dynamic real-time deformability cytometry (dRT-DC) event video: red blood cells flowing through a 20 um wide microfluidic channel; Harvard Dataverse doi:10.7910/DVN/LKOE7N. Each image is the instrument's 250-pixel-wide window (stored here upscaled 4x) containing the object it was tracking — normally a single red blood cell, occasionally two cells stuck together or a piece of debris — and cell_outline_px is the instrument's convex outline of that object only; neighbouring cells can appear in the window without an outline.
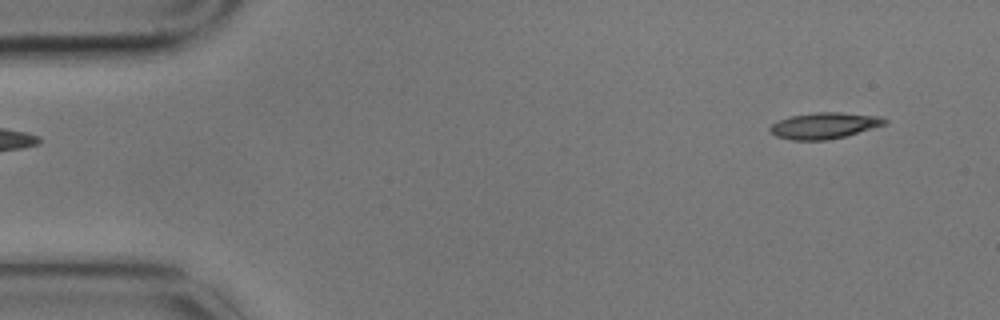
{"species": "common noctule bat (a hibernating species)", "species_latin": "Nyctalus noctula", "temperature_condition": "cold", "stored_images_in_passage": 6, "camera_frame_rate_fps": 3000, "um_per_image_px": 0.085, "animal": {"sex": "male", "body_mass_g": 17.9}, "frame": {"image": 1, "passage_image": 6, "time_ms": 1.667, "image_size_px": [1000, 320], "cell_outline_px": [[888, 124], [844, 136], [828, 140], [792, 140], [776, 136], [768, 128], [776, 120], [788, 116], [812, 112], [840, 112], [880, 116], [888, 120]], "centroid_in_image_um": [70.05, 10.66], "position_along_channel_um": 14.9, "area_um2": 17.69}}